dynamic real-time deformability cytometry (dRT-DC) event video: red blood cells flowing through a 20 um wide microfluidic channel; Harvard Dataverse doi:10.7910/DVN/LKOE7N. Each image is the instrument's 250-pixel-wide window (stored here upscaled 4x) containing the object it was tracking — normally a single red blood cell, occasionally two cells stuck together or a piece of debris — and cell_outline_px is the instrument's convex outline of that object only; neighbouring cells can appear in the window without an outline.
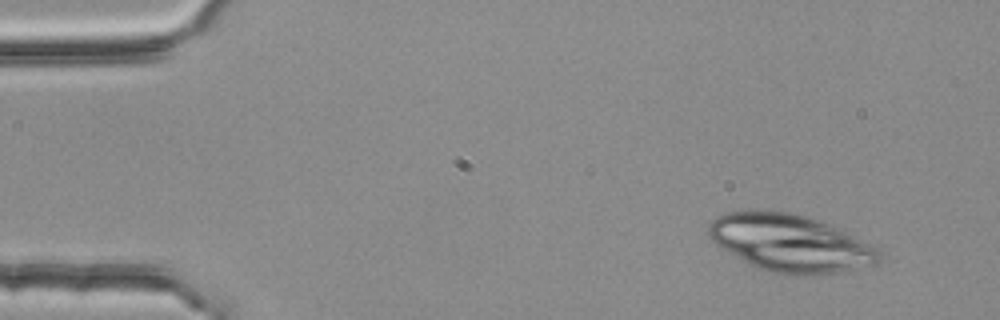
{"species": "common noctule bat (a hibernating species)", "species_latin": "Nyctalus noctula", "temperature_condition": "room temperature", "stored_images_in_passage": 51, "segment_of_instrument_passage": [1, 2], "camera_frame_rate_fps": 3000, "um_per_image_px": 0.085, "animal": {"sex": "female", "body_mass_g": 25.1}, "frame": {"image": 1, "passage_image": 4, "time_ms": 1.0, "image_size_px": [1000, 320], "cell_outline_px": [[880, 260], [876, 264], [840, 272], [772, 272], [756, 268], [748, 264], [720, 248], [708, 236], [708, 224], [716, 216], [728, 212], [792, 212], [844, 228], [880, 248]], "centroid_in_image_um": [67.21, 20.63], "position_along_channel_um": 17.8, "area_um2": 56.41}}